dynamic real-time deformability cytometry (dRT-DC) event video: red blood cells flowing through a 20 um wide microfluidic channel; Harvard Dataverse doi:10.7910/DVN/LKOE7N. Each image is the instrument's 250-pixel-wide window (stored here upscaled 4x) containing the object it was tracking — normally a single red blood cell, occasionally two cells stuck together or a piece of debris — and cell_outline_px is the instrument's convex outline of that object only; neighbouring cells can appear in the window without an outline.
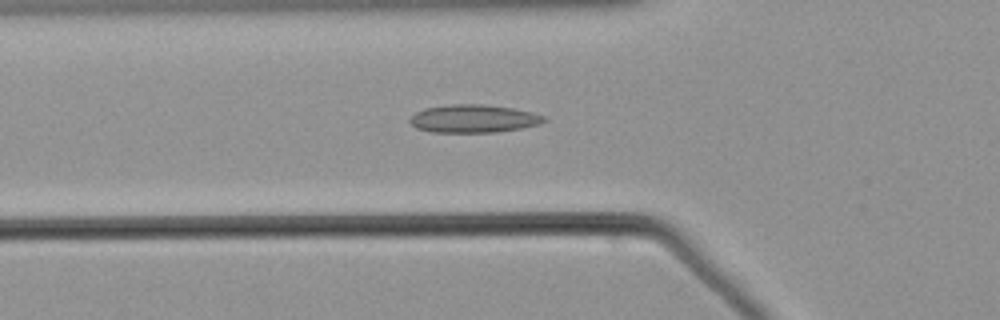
{"species": "common noctule bat (a hibernating species)", "species_latin": "Nyctalus noctula", "temperature_condition": "warm", "stored_images_in_passage": 36, "camera_frame_rate_fps": 3000, "um_per_image_px": 0.085, "animal": {"sex": "male", "body_mass_g": 21.5, "forearm_length_mm": 52.0}, "frame": {"image": 1, "passage_image": 19, "time_ms": 6.0, "image_size_px": [1000, 320], "cell_outline_px": [[548, 120], [540, 124], [520, 128], [496, 132], [432, 132], [416, 128], [408, 120], [416, 112], [424, 108], [448, 104], [484, 104], [512, 108], [532, 112], [544, 116]], "centroid_in_image_um": [40.25, 10.08], "position_along_channel_um": 85.6, "area_um2": 21.91}}
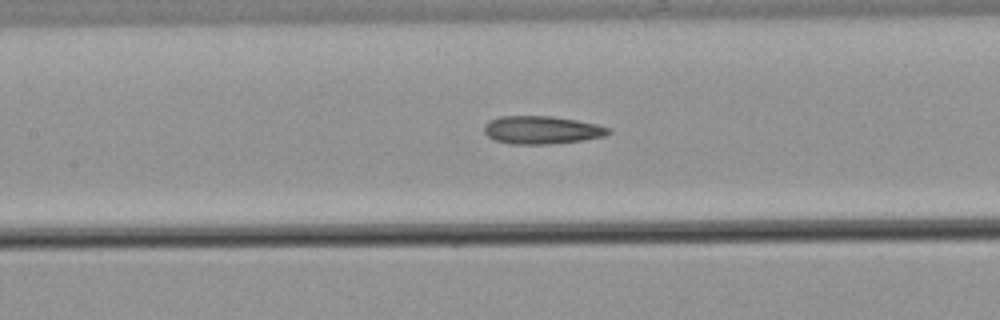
{"frame": {"image": 2, "passage_image": 25, "time_ms": 8.0, "image_size_px": [1000, 320], "cell_outline_px": [[612, 132], [604, 136], [584, 140], [548, 144], [512, 144], [492, 140], [484, 132], [484, 124], [488, 120], [500, 116], [552, 116], [576, 120], [596, 124], [612, 128]], "centroid_in_image_um": [46.03, 11.05], "position_along_channel_um": 161.4, "area_um2": 20.46}}
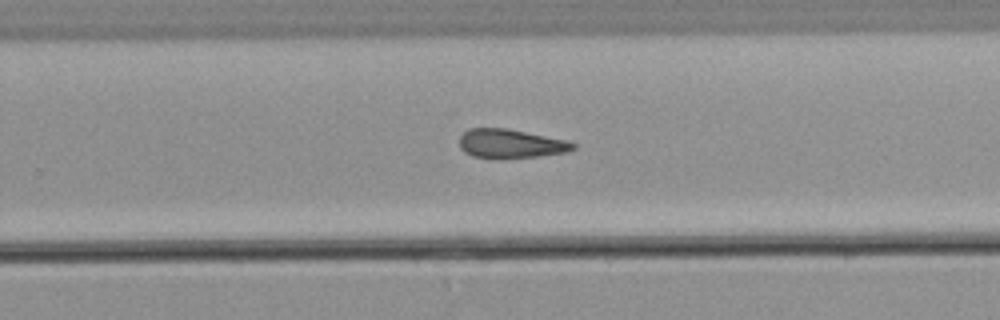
{"frame": {"image": 3, "passage_image": 35, "time_ms": 11.333, "image_size_px": [1000, 320], "cell_outline_px": [[576, 148], [568, 152], [536, 156], [500, 160], [492, 160], [472, 156], [464, 152], [460, 148], [460, 136], [468, 128], [508, 128], [568, 140], [576, 144]], "centroid_in_image_um": [43.39, 12.23], "position_along_channel_um": 286.4, "area_um2": 19.77}}